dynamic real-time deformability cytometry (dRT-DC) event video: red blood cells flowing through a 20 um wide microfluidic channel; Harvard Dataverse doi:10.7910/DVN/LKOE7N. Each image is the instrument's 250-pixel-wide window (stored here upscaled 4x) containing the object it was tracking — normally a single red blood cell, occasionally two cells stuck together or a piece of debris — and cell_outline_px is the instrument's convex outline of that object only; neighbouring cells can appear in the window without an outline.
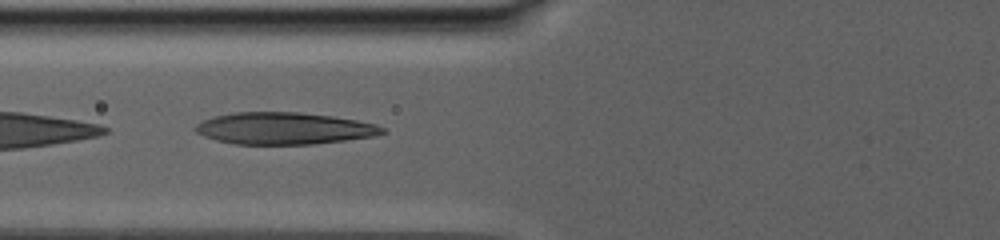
{"species": "human", "species_latin": "Homo sapiens", "temperature_condition": "warm", "stored_images_in_passage": 8, "camera_frame_rate_fps": 3000, "um_per_image_px": 0.085, "donor": {"sex": "male"}, "frame": {"image": 1, "passage_image": 7, "time_ms": 1.333, "image_size_px": [1000, 240], "cell_outline_px": [[388, 132], [376, 136], [312, 144], [236, 144], [216, 140], [204, 136], [196, 132], [192, 128], [196, 124], [212, 116], [236, 112], [300, 112], [332, 116], [356, 120], [376, 124], [384, 128]], "centroid_in_image_um": [24.14, 10.91], "position_along_channel_um": 101.7, "area_um2": 34.85}}